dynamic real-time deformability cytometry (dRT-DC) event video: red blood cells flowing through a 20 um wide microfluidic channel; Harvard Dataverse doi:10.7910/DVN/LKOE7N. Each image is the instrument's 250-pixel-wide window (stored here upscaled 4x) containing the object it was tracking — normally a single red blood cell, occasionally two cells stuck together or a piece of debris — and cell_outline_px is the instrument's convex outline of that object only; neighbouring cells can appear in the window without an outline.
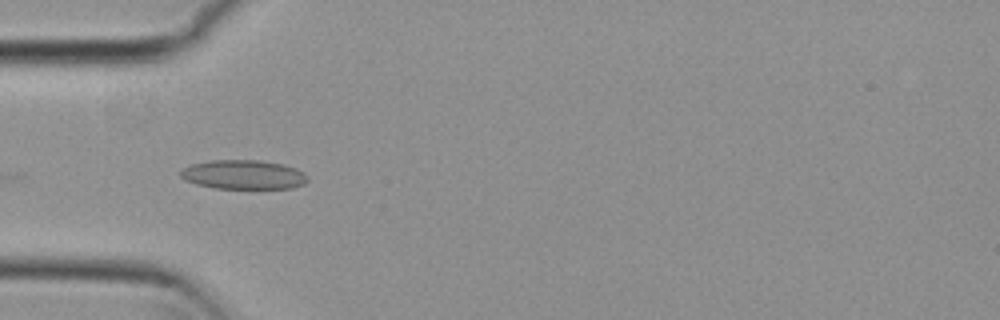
{"species": "common noctule bat (a hibernating species)", "species_latin": "Nyctalus noctula", "temperature_condition": "cold", "stored_images_in_passage": 7, "camera_frame_rate_fps": 3000, "um_per_image_px": 0.085, "animal": {"sex": "female", "body_mass_g": 29.2, "forearm_length_mm": 56.3}, "frame": {"image": 1, "passage_image": 5, "time_ms": 1.333, "image_size_px": [1000, 320], "cell_outline_px": [[308, 180], [304, 184], [292, 188], [216, 188], [196, 184], [184, 180], [180, 176], [180, 168], [192, 164], [212, 160], [260, 160], [284, 164], [296, 168], [304, 172], [308, 176]], "centroid_in_image_um": [20.69, 14.83], "position_along_channel_um": 64.3, "area_um2": 21.79}}
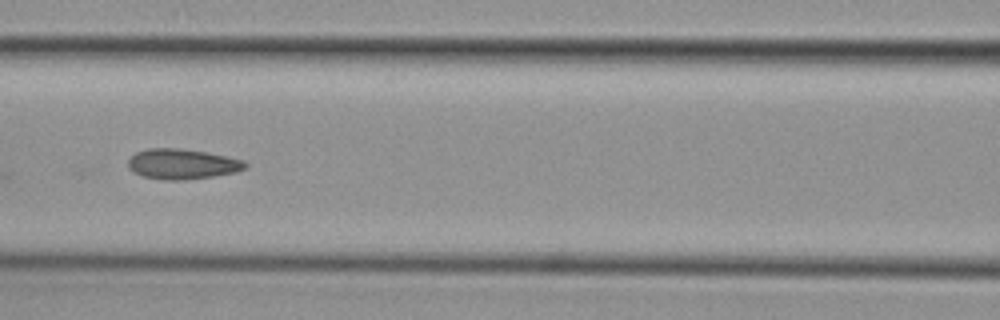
{"frame": {"image": 2, "passage_image": 7, "time_ms": 2.0, "image_size_px": [1000, 320], "cell_outline_px": [[248, 168], [236, 172], [212, 176], [184, 180], [160, 180], [144, 176], [132, 172], [128, 168], [128, 160], [136, 152], [148, 148], [176, 148], [204, 152], [244, 160], [248, 164]], "centroid_in_image_um": [15.48, 13.95], "position_along_channel_um": 151.1, "area_um2": 20.63}}